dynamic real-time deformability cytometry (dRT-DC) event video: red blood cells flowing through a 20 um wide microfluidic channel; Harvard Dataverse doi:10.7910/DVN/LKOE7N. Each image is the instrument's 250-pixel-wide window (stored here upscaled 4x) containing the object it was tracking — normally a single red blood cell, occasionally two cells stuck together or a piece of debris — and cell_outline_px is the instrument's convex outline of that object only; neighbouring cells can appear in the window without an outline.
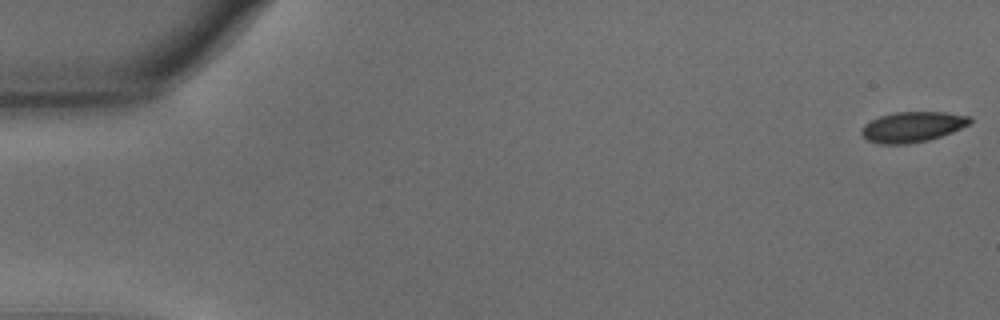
{"species": "common noctule bat (a hibernating species)", "species_latin": "Nyctalus noctula", "temperature_condition": "warm", "stored_images_in_passage": 57, "camera_frame_rate_fps": 3000, "um_per_image_px": 0.085, "animal": {"sex": "male", "body_mass_g": 15.6}, "frame": {"image": 1, "passage_image": 1, "time_ms": 0.0, "image_size_px": [1000, 320], "cell_outline_px": [[972, 120], [968, 124], [952, 132], [928, 140], [908, 144], [880, 144], [868, 140], [860, 132], [864, 124], [880, 116], [896, 112], [944, 112], [972, 116]], "centroid_in_image_um": [77.56, 10.78], "position_along_channel_um": 7.4, "area_um2": 19.07}}
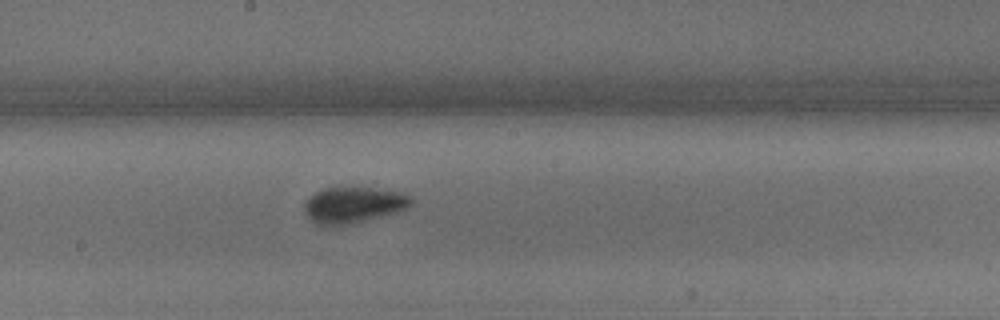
{"frame": {"image": 2, "passage_image": 31, "time_ms": 10.0, "image_size_px": [1000, 320], "cell_outline_px": [[412, 204], [408, 208], [396, 212], [352, 224], [316, 224], [304, 212], [304, 204], [308, 196], [324, 188], [368, 188], [400, 192], [408, 196], [412, 200]], "centroid_in_image_um": [30.02, 17.42], "position_along_channel_um": 218.2, "area_um2": 22.02}}
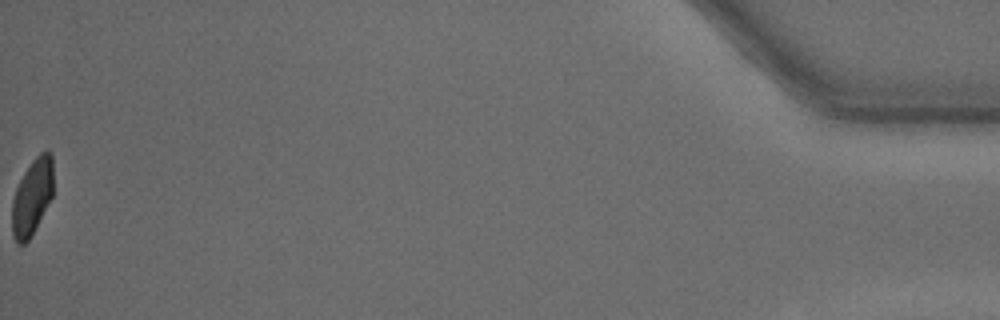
{"frame": {"image": 3, "passage_image": 57, "time_ms": 18.667, "image_size_px": [1000, 320], "cell_outline_px": [[52, 196], [36, 228], [28, 240], [24, 244], [16, 244], [12, 236], [12, 200], [16, 188], [24, 172], [32, 160], [40, 152], [52, 152]], "centroid_in_image_um": [2.71, 16.76], "position_along_channel_um": 432.5, "area_um2": 18.26}, "authors_computed_cell_mechanics": {"area_um2": 20.2878, "velocity_mm_per_s": 3.6029, "shape_relaxation_time_tau1_ms": 2.6564, "shape_relaxation_time_tau2_ms": null, "deformation_change_tau1": 0.1228, "deformation_change_tau2": null}}